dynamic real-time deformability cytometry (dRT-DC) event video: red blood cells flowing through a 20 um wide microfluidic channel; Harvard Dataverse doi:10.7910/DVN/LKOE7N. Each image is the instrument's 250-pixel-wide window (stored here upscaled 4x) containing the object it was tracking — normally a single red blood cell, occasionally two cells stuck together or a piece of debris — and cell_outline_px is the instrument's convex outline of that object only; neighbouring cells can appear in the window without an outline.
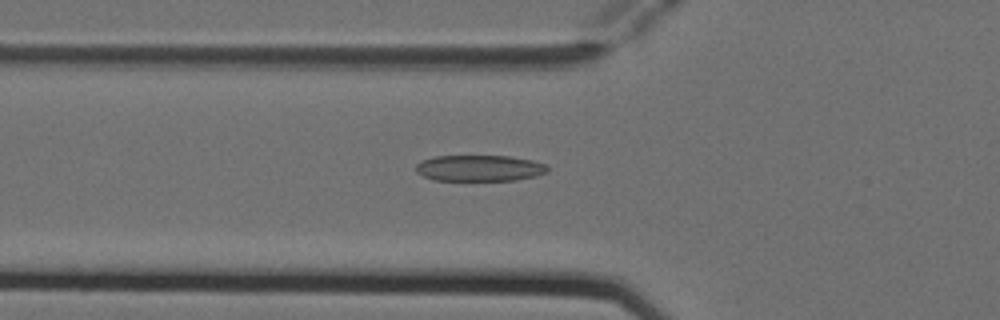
{"species": "Egyptian fruit bat (a non-hibernating species)", "species_latin": "Rousettus aegyptiacus", "temperature_condition": "cold", "stored_images_in_passage": 4, "camera_frame_rate_fps": 3000, "um_per_image_px": 0.085, "animal": {"sex": "female"}, "frame": {"image": 1, "passage_image": 4, "time_ms": 1.0, "image_size_px": [1000, 320], "cell_outline_px": [[548, 172], [536, 176], [516, 180], [432, 180], [416, 172], [416, 164], [424, 160], [436, 156], [508, 156], [532, 160], [544, 164], [548, 168]], "centroid_in_image_um": [40.76, 14.29], "position_along_channel_um": 85.0, "area_um2": 19.94}}